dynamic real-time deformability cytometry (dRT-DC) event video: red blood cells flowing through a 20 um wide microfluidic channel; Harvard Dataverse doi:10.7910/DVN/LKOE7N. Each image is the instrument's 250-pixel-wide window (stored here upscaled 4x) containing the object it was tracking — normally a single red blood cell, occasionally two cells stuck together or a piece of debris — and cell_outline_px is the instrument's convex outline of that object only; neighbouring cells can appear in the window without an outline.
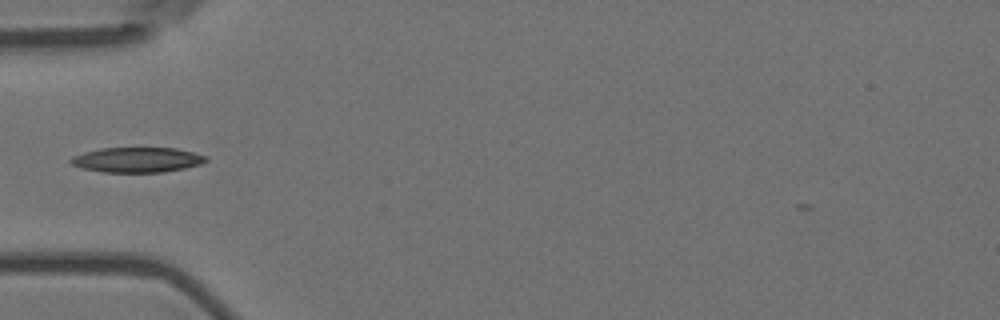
{"species": "Egyptian fruit bat (a non-hibernating species)", "species_latin": "Rousettus aegyptiacus", "temperature_condition": "room temperature", "stored_images_in_passage": 4, "camera_frame_rate_fps": 3000, "um_per_image_px": 0.085, "animal": {"sex": "female"}, "frame": {"image": 1, "passage_image": 1, "time_ms": 0.0, "image_size_px": [1000, 320], "cell_outline_px": [[208, 160], [200, 164], [184, 168], [164, 172], [104, 172], [80, 168], [72, 164], [68, 160], [72, 156], [84, 152], [100, 148], [176, 148], [208, 156]], "centroid_in_image_um": [11.64, 13.58], "position_along_channel_um": 73.4, "area_um2": 19.77}}
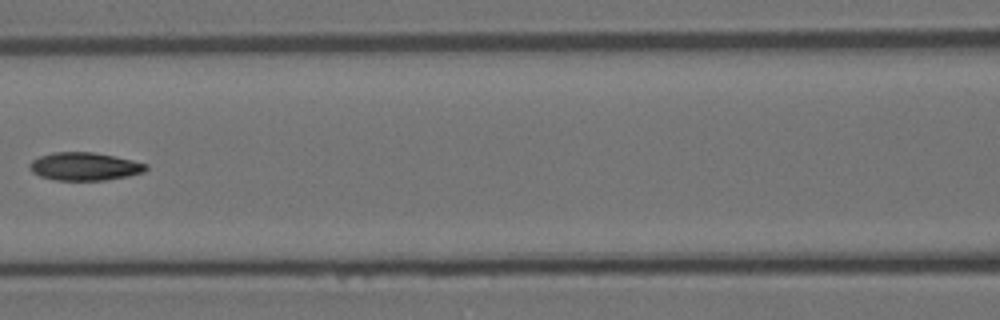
{"frame": {"image": 2, "passage_image": 3, "time_ms": 0.667, "image_size_px": [1000, 320], "cell_outline_px": [[148, 168], [144, 172], [128, 176], [108, 180], [56, 180], [40, 176], [32, 172], [28, 168], [28, 164], [32, 160], [40, 156], [52, 152], [92, 152], [132, 160], [148, 164]], "centroid_in_image_um": [7.17, 14.15], "position_along_channel_um": 159.4, "area_um2": 19.02}}
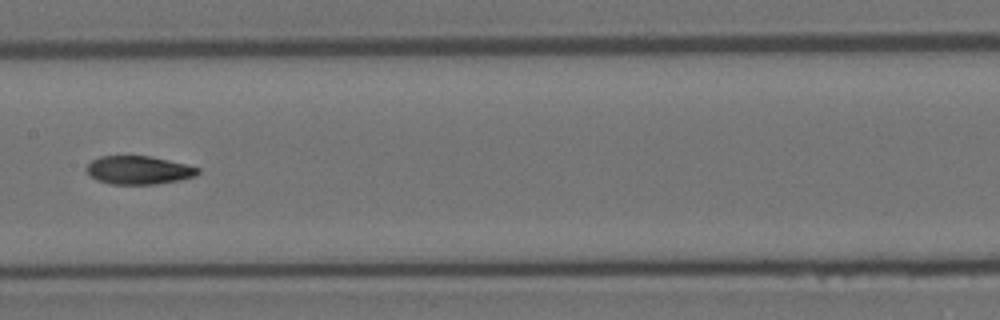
{"frame": {"image": 3, "passage_image": 4, "time_ms": 1.0, "image_size_px": [1000, 320], "cell_outline_px": [[200, 172], [196, 176], [180, 180], [156, 184], [112, 184], [96, 180], [84, 168], [92, 160], [100, 156], [152, 156], [200, 168]], "centroid_in_image_um": [11.79, 14.46], "position_along_channel_um": 195.6, "area_um2": 18.38}}